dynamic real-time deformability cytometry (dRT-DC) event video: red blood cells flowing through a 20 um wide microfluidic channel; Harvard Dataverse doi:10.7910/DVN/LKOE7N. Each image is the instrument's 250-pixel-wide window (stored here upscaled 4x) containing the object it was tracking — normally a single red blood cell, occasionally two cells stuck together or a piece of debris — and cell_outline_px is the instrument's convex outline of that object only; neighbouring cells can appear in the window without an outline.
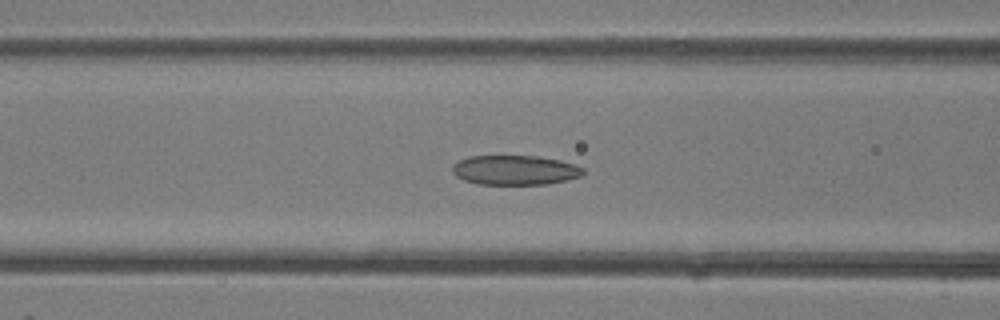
{"species": "common noctule bat (a hibernating species)", "species_latin": "Nyctalus noctula", "temperature_condition": "room temperature", "stored_images_in_passage": 30, "camera_frame_rate_fps": 3000, "um_per_image_px": 0.085, "animal": {"sex": "female"}, "frame": {"image": 1, "passage_image": 5, "time_ms": 1.333, "image_size_px": [1000, 320], "cell_outline_px": [[584, 176], [568, 180], [548, 184], [476, 184], [464, 180], [456, 176], [452, 172], [452, 164], [468, 156], [540, 156], [560, 160], [576, 164], [584, 168]], "centroid_in_image_um": [43.81, 14.46], "position_along_channel_um": 122.8, "area_um2": 22.89}}
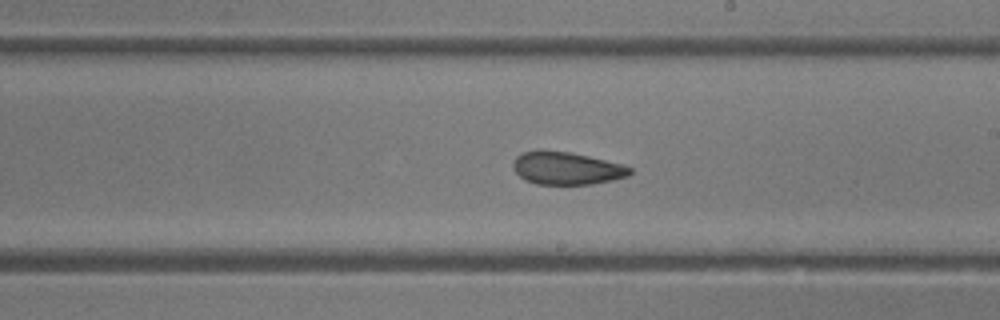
{"frame": {"image": 2, "passage_image": 12, "time_ms": 3.667, "image_size_px": [1000, 320], "cell_outline_px": [[632, 172], [628, 176], [612, 180], [592, 184], [536, 184], [524, 180], [516, 172], [512, 164], [516, 156], [524, 152], [540, 148], [572, 152], [620, 164], [632, 168]], "centroid_in_image_um": [48.12, 14.28], "position_along_channel_um": 240.9, "area_um2": 22.43}}
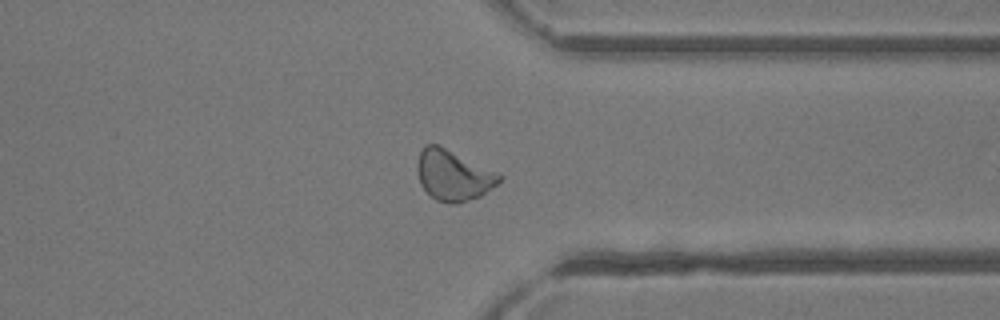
{"frame": {"image": 3, "passage_image": 20, "time_ms": 6.333, "image_size_px": [1000, 320], "cell_outline_px": [[504, 180], [480, 196], [456, 204], [448, 204], [436, 200], [420, 184], [416, 168], [416, 164], [420, 152], [424, 144], [436, 144], [496, 172], [504, 176]], "centroid_in_image_um": [38.52, 14.92], "position_along_channel_um": 372.9, "area_um2": 23.99}}